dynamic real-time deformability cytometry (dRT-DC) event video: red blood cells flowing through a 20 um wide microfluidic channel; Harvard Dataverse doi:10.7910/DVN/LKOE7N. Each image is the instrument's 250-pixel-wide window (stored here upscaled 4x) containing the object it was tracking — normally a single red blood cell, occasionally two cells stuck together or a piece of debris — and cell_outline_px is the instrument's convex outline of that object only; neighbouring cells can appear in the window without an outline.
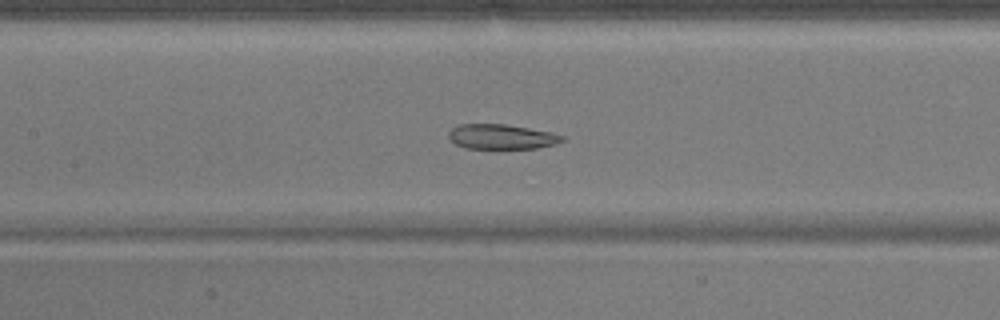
{"species": "common noctule bat (a hibernating species)", "species_latin": "Nyctalus noctula", "temperature_condition": "warm", "stored_images_in_passage": 51, "camera_frame_rate_fps": 3000, "um_per_image_px": 0.085, "animal": {"sex": "male", "body_mass_g": 17.9}, "frame": {"image": 1, "passage_image": 23, "time_ms": 7.333, "image_size_px": [1000, 320], "cell_outline_px": [[564, 140], [556, 144], [536, 148], [464, 148], [456, 144], [448, 136], [448, 132], [452, 128], [460, 124], [504, 124], [552, 132], [564, 136]], "centroid_in_image_um": [42.64, 11.62], "position_along_channel_um": 164.8, "area_um2": 16.36}}
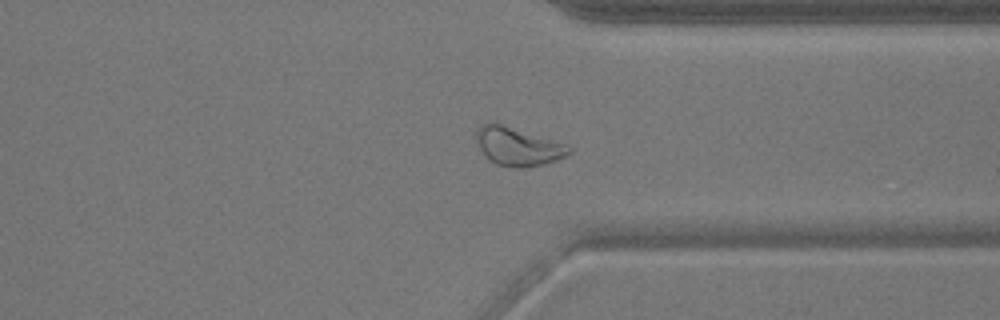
{"frame": {"image": 2, "passage_image": 39, "time_ms": 12.667, "image_size_px": [1000, 320], "cell_outline_px": [[572, 152], [556, 160], [544, 164], [520, 168], [512, 168], [496, 164], [488, 160], [480, 148], [476, 140], [476, 132], [484, 124], [500, 124], [568, 144], [572, 148]], "centroid_in_image_um": [44.05, 12.48], "position_along_channel_um": 367.3, "area_um2": 20.4}}
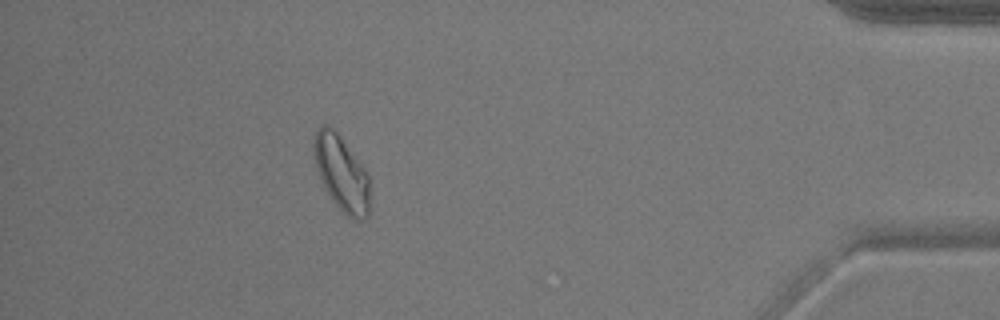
{"frame": {"image": 3, "passage_image": 46, "time_ms": 15.0, "image_size_px": [1000, 320], "cell_outline_px": [[368, 216], [364, 220], [352, 220], [332, 200], [324, 188], [316, 168], [312, 152], [312, 144], [316, 132], [324, 124], [332, 128], [340, 136], [364, 168], [368, 176]], "centroid_in_image_um": [28.99, 14.74], "position_along_channel_um": 406.2, "area_um2": 24.22}, "authors_computed_cell_mechanics": {"area_um2": 21.8484, "velocity_mm_per_s": 3.8204, "shape_relaxation_time_tau1_ms": null, "shape_relaxation_time_tau2_ms": 2.5459, "deformation_change_tau1": null, "deformation_change_tau2": 0.0741}}